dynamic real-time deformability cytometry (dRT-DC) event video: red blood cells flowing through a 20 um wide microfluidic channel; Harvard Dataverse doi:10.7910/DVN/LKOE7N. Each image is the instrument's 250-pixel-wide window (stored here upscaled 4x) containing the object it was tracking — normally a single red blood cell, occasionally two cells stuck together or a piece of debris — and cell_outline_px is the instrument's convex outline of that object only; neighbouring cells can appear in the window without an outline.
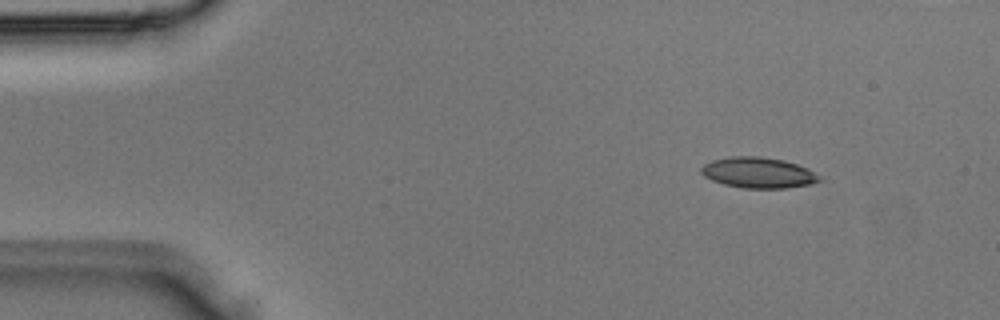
{"species": "Egyptian fruit bat (a non-hibernating species)", "species_latin": "Rousettus aegyptiacus", "temperature_condition": "room temperature", "stored_images_in_passage": 4, "camera_frame_rate_fps": 3000, "um_per_image_px": 0.085, "animal": {"sex": "male"}, "frame": {"image": 1, "passage_image": 1, "time_ms": 0.0, "image_size_px": [1000, 320], "cell_outline_px": [[820, 180], [808, 184], [784, 188], [744, 188], [724, 184], [712, 180], [704, 176], [700, 172], [700, 168], [704, 164], [712, 160], [732, 156], [760, 156], [784, 160], [808, 168], [820, 176]], "centroid_in_image_um": [64.42, 14.67], "position_along_channel_um": 20.6, "area_um2": 21.04}}